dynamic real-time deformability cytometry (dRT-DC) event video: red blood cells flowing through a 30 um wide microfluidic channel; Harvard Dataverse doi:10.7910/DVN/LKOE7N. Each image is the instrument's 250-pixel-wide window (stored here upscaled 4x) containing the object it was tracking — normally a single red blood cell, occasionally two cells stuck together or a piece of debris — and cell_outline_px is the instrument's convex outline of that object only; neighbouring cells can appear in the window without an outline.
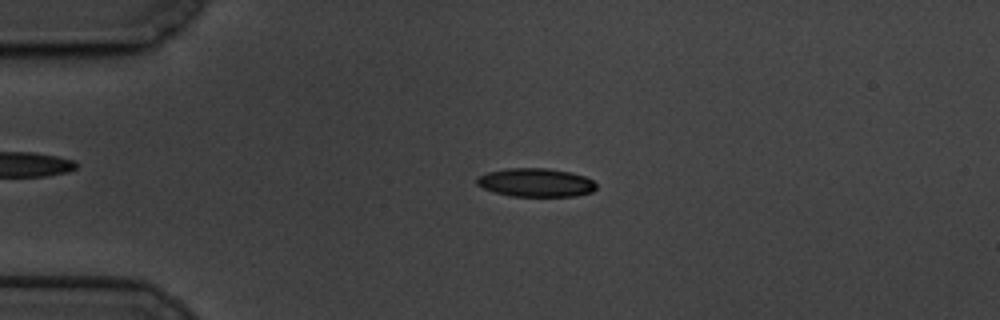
{"species": "common noctule bat (a hibernating species)", "species_latin": "Nyctalus noctula", "temperature_condition": "cold", "stored_images_in_passage": 60, "camera_frame_rate_fps": 3000, "um_per_image_px": 0.085, "animal": {"sex": "male", "body_mass_g": 19.5, "forearm_length_mm": 54.6}, "frame": {"image": 1, "passage_image": 14, "time_ms": 4.333, "image_size_px": [1000, 320], "cell_outline_px": [[596, 188], [592, 192], [576, 196], [512, 196], [496, 192], [484, 188], [476, 184], [476, 176], [488, 172], [508, 168], [548, 168], [568, 172], [584, 176], [592, 180], [596, 184]], "centroid_in_image_um": [45.53, 15.51], "position_along_channel_um": 39.5, "area_um2": 19.77}}
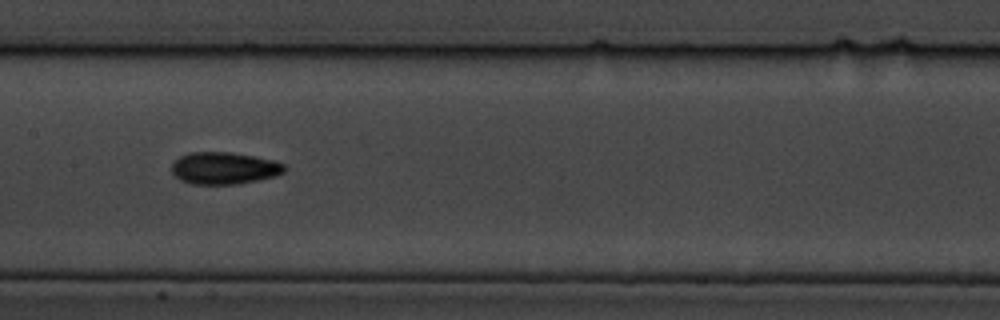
{"frame": {"image": 2, "passage_image": 30, "time_ms": 9.667, "image_size_px": [1000, 320], "cell_outline_px": [[288, 168], [284, 172], [276, 176], [260, 180], [236, 184], [192, 184], [180, 180], [172, 172], [172, 164], [180, 156], [192, 152], [228, 152], [252, 156], [272, 160], [284, 164]], "centroid_in_image_um": [19.07, 14.3], "position_along_channel_um": 188.3, "area_um2": 21.04}}
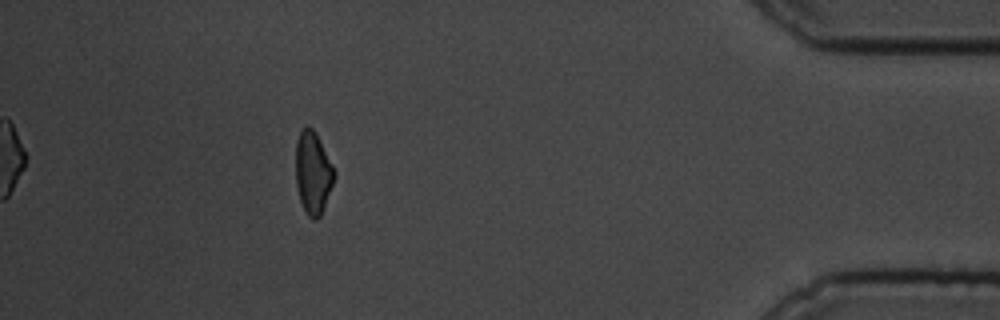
{"frame": {"image": 3, "passage_image": 54, "time_ms": 17.667, "image_size_px": [1000, 320], "cell_outline_px": [[336, 176], [320, 216], [316, 220], [312, 220], [308, 216], [300, 200], [296, 184], [296, 140], [300, 128], [308, 124], [316, 132], [336, 172]], "centroid_in_image_um": [26.6, 14.63], "position_along_channel_um": 408.6, "area_um2": 18.67}, "authors_computed_cell_mechanics": {"area_um2": 19.5942, "velocity_mm_per_s": 3.3781, "shape_relaxation_time_tau1_ms": 5.7803, "shape_relaxation_time_tau2_ms": 4.4897, "deformation_change_tau1": 0.14, "deformation_change_tau2": 0.0961}}